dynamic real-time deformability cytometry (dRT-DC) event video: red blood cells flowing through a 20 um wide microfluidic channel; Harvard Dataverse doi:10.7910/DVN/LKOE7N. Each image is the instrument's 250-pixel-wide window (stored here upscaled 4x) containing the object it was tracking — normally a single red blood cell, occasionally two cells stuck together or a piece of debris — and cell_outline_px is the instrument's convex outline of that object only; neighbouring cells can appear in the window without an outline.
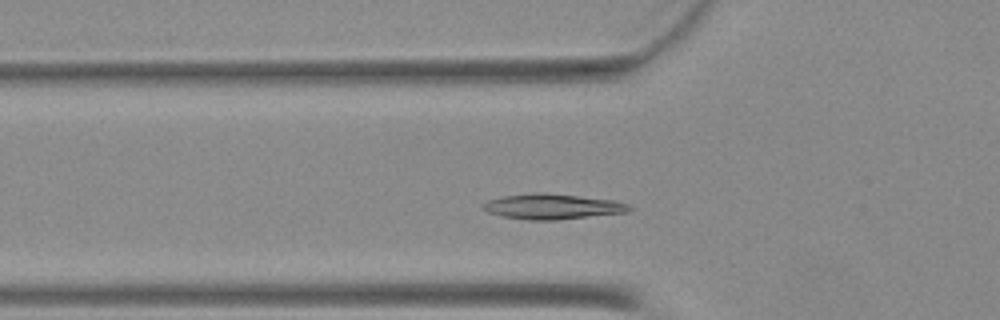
{"species": "Egyptian fruit bat (a non-hibernating species)", "species_latin": "Rousettus aegyptiacus", "temperature_condition": "warm", "stored_images_in_passage": 36, "camera_frame_rate_fps": 3000, "um_per_image_px": 0.085, "animal": {"sex": "female"}, "frame": {"image": 1, "passage_image": 3, "time_ms": 0.667, "image_size_px": [1000, 320], "cell_outline_px": [[632, 208], [628, 212], [556, 220], [528, 220], [500, 216], [488, 212], [480, 204], [488, 200], [504, 196], [576, 196], [612, 200], [628, 204]], "centroid_in_image_um": [46.97, 17.62], "position_along_channel_um": 78.8, "area_um2": 20.29}}
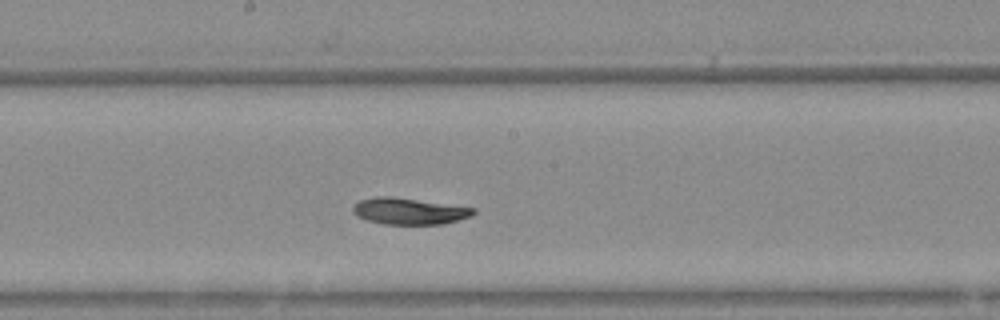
{"frame": {"image": 2, "passage_image": 13, "time_ms": 4.0, "image_size_px": [1000, 320], "cell_outline_px": [[476, 212], [472, 216], [444, 224], [384, 224], [368, 220], [352, 212], [352, 204], [360, 200], [380, 196], [392, 196], [476, 208]], "centroid_in_image_um": [34.8, 17.94], "position_along_channel_um": 213.4, "area_um2": 18.55}}
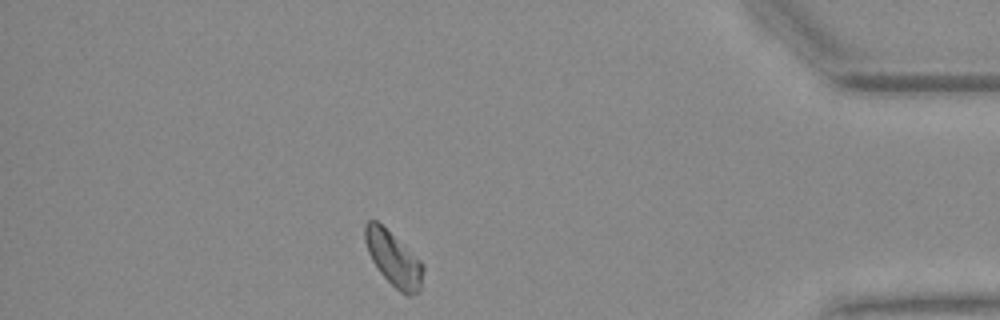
{"frame": {"image": 3, "passage_image": 30, "time_ms": 9.667, "image_size_px": [1000, 320], "cell_outline_px": [[424, 268], [420, 292], [412, 296], [408, 296], [400, 292], [380, 272], [372, 260], [368, 252], [364, 240], [364, 224], [368, 220], [376, 220], [420, 260]], "centroid_in_image_um": [33.44, 22.02], "position_along_channel_um": 401.8, "area_um2": 18.21}}